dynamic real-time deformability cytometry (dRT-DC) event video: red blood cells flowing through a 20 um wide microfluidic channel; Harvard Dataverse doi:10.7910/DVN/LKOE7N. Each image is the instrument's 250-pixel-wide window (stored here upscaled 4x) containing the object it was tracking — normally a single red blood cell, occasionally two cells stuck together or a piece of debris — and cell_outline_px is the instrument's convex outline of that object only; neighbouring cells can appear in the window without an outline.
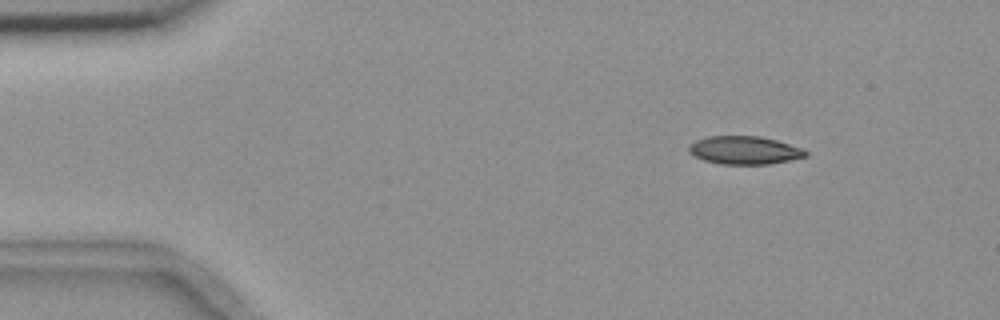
{"species": "common noctule bat (a hibernating species)", "species_latin": "Nyctalus noctula", "temperature_condition": "room temperature", "stored_images_in_passage": 6, "camera_frame_rate_fps": 3000, "um_per_image_px": 0.085, "animal": {"sex": "female", "body_mass_g": 18.4}, "frame": {"image": 1, "passage_image": 2, "time_ms": 2.0, "image_size_px": [1000, 320], "cell_outline_px": [[808, 156], [768, 164], [720, 164], [704, 160], [688, 152], [688, 144], [696, 140], [708, 136], [760, 136], [776, 140], [804, 148], [808, 152]], "centroid_in_image_um": [63.28, 12.76], "position_along_channel_um": 21.7, "area_um2": 19.19}}